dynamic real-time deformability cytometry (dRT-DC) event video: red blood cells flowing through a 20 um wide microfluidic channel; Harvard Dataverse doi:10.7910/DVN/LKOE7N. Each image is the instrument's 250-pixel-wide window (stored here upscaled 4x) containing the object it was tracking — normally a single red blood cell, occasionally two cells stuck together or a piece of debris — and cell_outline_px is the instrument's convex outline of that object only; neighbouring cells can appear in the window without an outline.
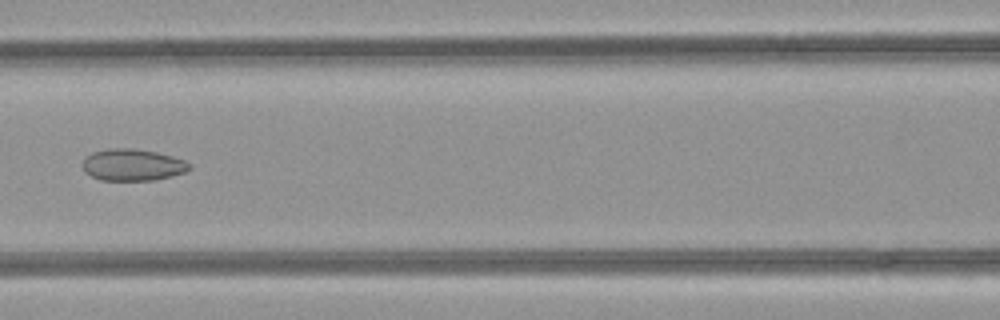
{"species": "common noctule bat (a hibernating species)", "species_latin": "Nyctalus noctula", "temperature_condition": "room temperature", "stored_images_in_passage": 17, "camera_frame_rate_fps": 3000, "um_per_image_px": 0.085, "animal": {"sex": "female", "body_mass_g": 21.9}, "frame": {"image": 1, "passage_image": 12, "time_ms": 3.667, "image_size_px": [1000, 320], "cell_outline_px": [[192, 168], [184, 172], [172, 176], [156, 180], [100, 180], [84, 172], [84, 156], [92, 152], [108, 148], [132, 148], [156, 152], [172, 156], [184, 160], [192, 164]], "centroid_in_image_um": [11.28, 14.01], "position_along_channel_um": 155.3, "area_um2": 19.88}}